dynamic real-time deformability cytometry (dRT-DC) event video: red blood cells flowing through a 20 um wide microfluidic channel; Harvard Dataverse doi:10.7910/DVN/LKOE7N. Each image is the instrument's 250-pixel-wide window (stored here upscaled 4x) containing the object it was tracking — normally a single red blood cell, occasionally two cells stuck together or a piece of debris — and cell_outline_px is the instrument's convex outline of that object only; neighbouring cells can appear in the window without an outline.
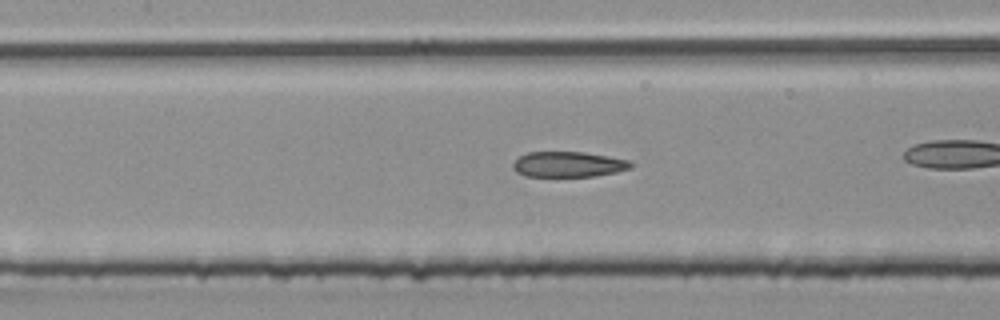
{"species": "common noctule bat (a hibernating species)", "species_latin": "Nyctalus noctula", "temperature_condition": "room temperature", "stored_images_in_passage": 30, "camera_frame_rate_fps": 3000, "um_per_image_px": 0.085, "animal": {"sex": "male", "body_mass_g": 20.4}, "frame": {"image": 1, "passage_image": 13, "time_ms": 4.0, "image_size_px": [1000, 320], "cell_outline_px": [[632, 168], [616, 172], [596, 176], [524, 176], [516, 172], [512, 168], [512, 164], [520, 156], [528, 152], [584, 152], [608, 156], [628, 160], [632, 164]], "centroid_in_image_um": [48.3, 13.97], "position_along_channel_um": 159.1, "area_um2": 17.46}}
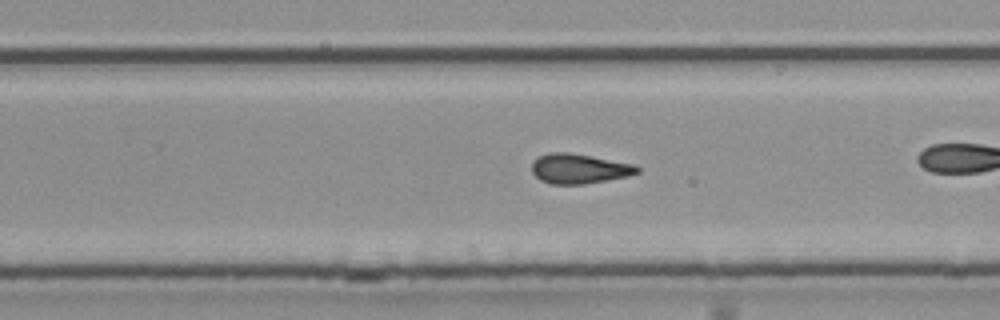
{"frame": {"image": 2, "passage_image": 22, "time_ms": 7.0, "image_size_px": [1000, 320], "cell_outline_px": [[640, 172], [628, 176], [608, 180], [584, 184], [552, 184], [540, 180], [532, 172], [532, 160], [548, 152], [568, 152], [632, 164], [640, 168]], "centroid_in_image_um": [49.2, 14.34], "position_along_channel_um": 280.6, "area_um2": 18.21}}